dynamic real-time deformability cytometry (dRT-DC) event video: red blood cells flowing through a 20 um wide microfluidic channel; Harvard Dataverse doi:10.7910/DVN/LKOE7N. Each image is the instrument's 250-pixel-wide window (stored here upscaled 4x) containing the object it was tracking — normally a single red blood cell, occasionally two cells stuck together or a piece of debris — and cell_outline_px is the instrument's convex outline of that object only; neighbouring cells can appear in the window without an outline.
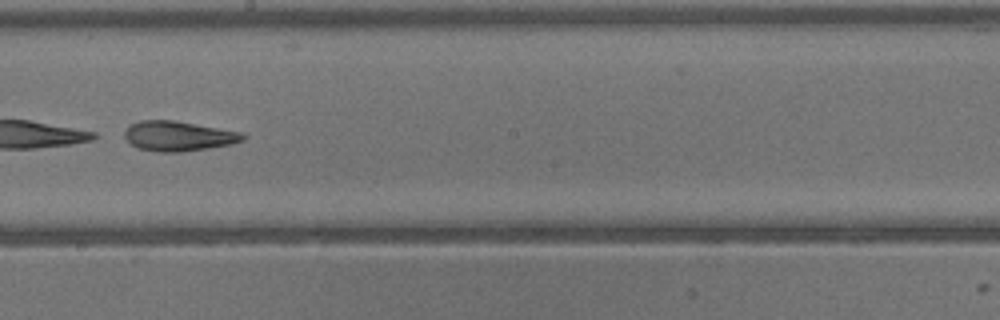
{"species": "common noctule bat (a hibernating species)", "species_latin": "Nyctalus noctula", "temperature_condition": "warm", "stored_images_in_passage": 40, "camera_frame_rate_fps": 3000, "um_per_image_px": 0.085, "animal": {"sex": "male", "body_mass_g": 13.3}, "frame": {"image": 1, "passage_image": 23, "time_ms": 7.333, "image_size_px": [1000, 320], "cell_outline_px": [[248, 136], [244, 140], [232, 144], [208, 148], [180, 152], [156, 152], [136, 148], [124, 136], [124, 132], [132, 124], [140, 120], [172, 120], [240, 132]], "centroid_in_image_um": [15.16, 11.58], "position_along_channel_um": 233.0, "area_um2": 20.46}}